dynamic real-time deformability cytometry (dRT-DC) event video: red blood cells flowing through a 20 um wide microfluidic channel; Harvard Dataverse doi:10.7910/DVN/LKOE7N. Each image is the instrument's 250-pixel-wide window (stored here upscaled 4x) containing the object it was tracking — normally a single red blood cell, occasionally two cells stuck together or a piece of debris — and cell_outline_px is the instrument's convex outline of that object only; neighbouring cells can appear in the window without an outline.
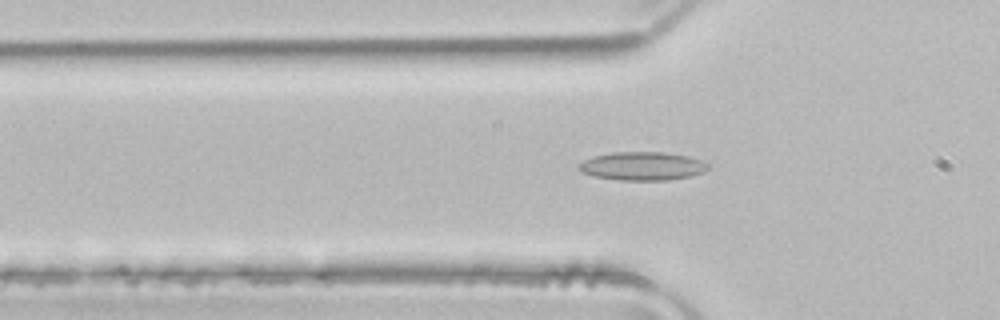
{"species": "common noctule bat (a hibernating species)", "species_latin": "Nyctalus noctula", "temperature_condition": "room temperature", "stored_images_in_passage": 50, "camera_frame_rate_fps": 3000, "um_per_image_px": 0.085, "animal": {"sex": "male", "body_mass_g": 21.5, "forearm_length_mm": 52.0}, "frame": {"image": 1, "passage_image": 17, "time_ms": 5.333, "image_size_px": [1000, 320], "cell_outline_px": [[708, 168], [704, 172], [692, 176], [668, 180], [620, 180], [592, 176], [584, 172], [580, 168], [580, 164], [584, 160], [592, 156], [612, 152], [664, 152], [688, 156], [700, 160], [708, 164]], "centroid_in_image_um": [54.63, 14.11], "position_along_channel_um": 71.2, "area_um2": 21.33}}
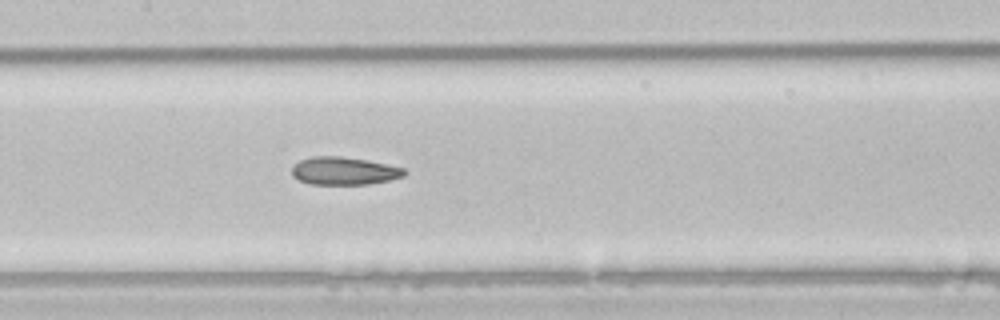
{"frame": {"image": 2, "passage_image": 25, "time_ms": 8.0, "image_size_px": [1000, 320], "cell_outline_px": [[408, 172], [404, 176], [388, 180], [368, 184], [312, 184], [300, 180], [292, 176], [292, 168], [300, 160], [312, 156], [340, 156], [368, 160], [404, 168]], "centroid_in_image_um": [29.26, 14.52], "position_along_channel_um": 178.1, "area_um2": 18.15}}
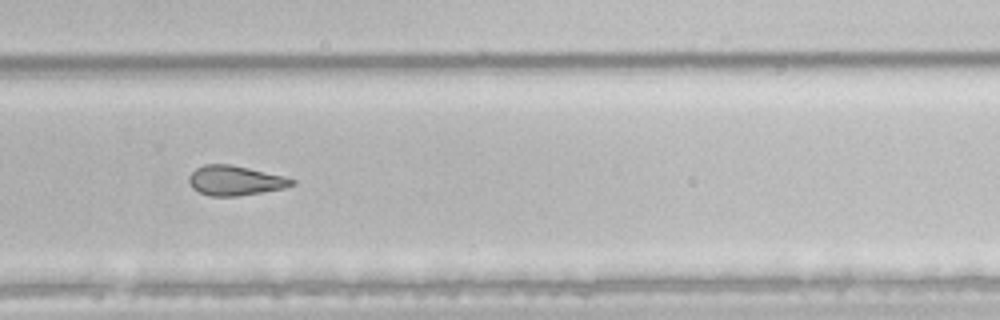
{"frame": {"image": 3, "passage_image": 35, "time_ms": 11.333, "image_size_px": [1000, 320], "cell_outline_px": [[296, 184], [284, 188], [236, 196], [212, 196], [200, 192], [192, 188], [188, 180], [188, 176], [196, 168], [204, 164], [232, 164], [284, 176], [296, 180]], "centroid_in_image_um": [19.98, 15.33], "position_along_channel_um": 309.8, "area_um2": 17.8}}